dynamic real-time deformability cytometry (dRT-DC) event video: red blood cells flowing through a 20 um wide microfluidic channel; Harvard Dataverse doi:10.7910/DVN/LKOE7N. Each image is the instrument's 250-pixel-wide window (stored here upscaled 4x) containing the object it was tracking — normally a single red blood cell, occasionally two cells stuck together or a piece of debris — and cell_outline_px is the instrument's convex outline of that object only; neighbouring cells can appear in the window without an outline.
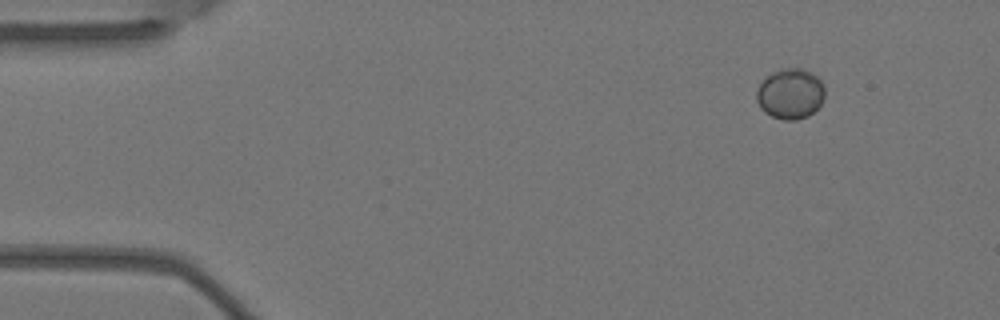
{"species": "Egyptian fruit bat (a non-hibernating species)", "species_latin": "Rousettus aegyptiacus", "temperature_condition": "warm", "stored_images_in_passage": 5, "camera_frame_rate_fps": 3000, "um_per_image_px": 0.085, "animal": {"sex": "female"}, "frame": {"image": 1, "passage_image": 1, "time_ms": 0.0, "image_size_px": [1000, 320], "cell_outline_px": [[824, 100], [808, 116], [796, 120], [784, 120], [772, 116], [764, 112], [760, 108], [756, 100], [756, 92], [760, 84], [772, 72], [784, 68], [800, 68], [816, 76], [820, 80], [824, 88]], "centroid_in_image_um": [67.16, 7.99], "position_along_channel_um": 17.8, "area_um2": 19.88}}
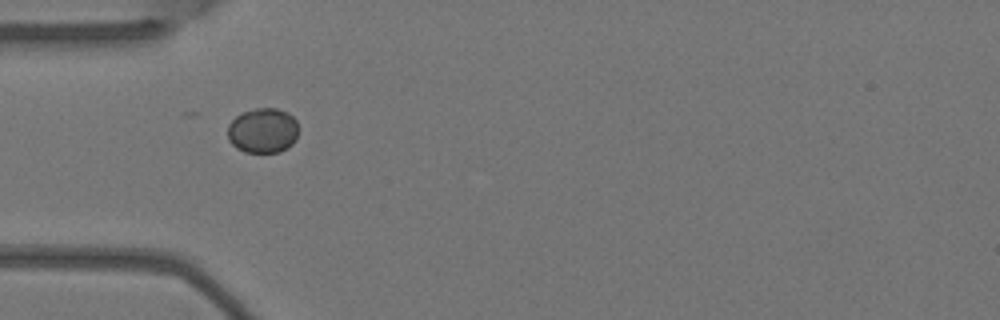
{"frame": {"image": 2, "passage_image": 4, "time_ms": 1.0, "image_size_px": [1000, 320], "cell_outline_px": [[300, 128], [296, 140], [288, 148], [280, 152], [244, 152], [236, 148], [228, 140], [228, 124], [240, 112], [256, 108], [276, 108], [288, 112], [296, 120]], "centroid_in_image_um": [22.37, 11.09], "position_along_channel_um": 62.6, "area_um2": 19.02}}
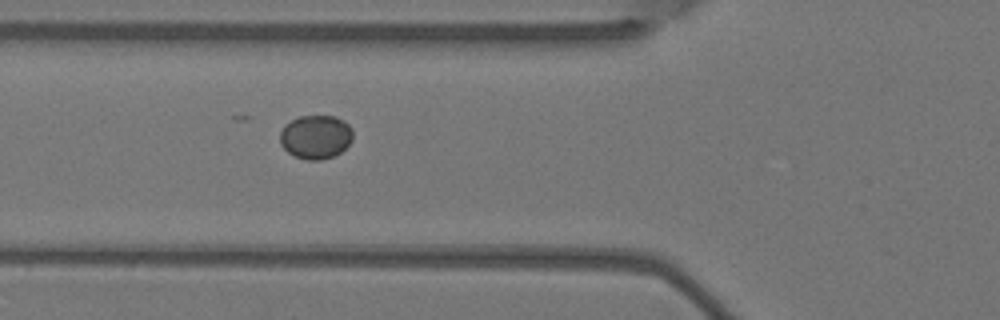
{"frame": {"image": 3, "passage_image": 5, "time_ms": 1.333, "image_size_px": [1000, 320], "cell_outline_px": [[352, 140], [340, 152], [332, 156], [320, 160], [308, 160], [296, 156], [288, 152], [280, 144], [280, 132], [284, 124], [300, 116], [336, 116], [344, 120], [352, 128]], "centroid_in_image_um": [26.83, 11.62], "position_along_channel_um": 99.0, "area_um2": 18.55}}